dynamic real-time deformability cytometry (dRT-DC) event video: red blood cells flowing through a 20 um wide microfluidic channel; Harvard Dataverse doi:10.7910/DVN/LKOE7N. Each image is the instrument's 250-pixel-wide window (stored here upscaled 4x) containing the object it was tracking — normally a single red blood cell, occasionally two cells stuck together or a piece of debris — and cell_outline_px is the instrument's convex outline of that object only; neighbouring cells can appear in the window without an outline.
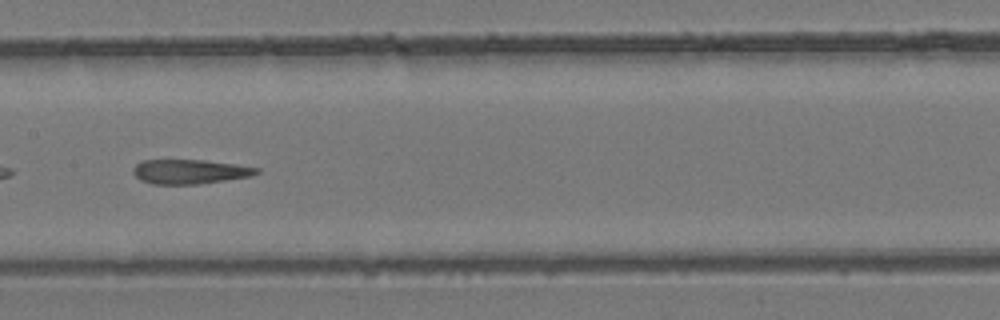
{"species": "common noctule bat (a hibernating species)", "species_latin": "Nyctalus noctula", "temperature_condition": "room temperature", "stored_images_in_passage": 33, "camera_frame_rate_fps": 3000, "um_per_image_px": 0.085, "animal": {"sex": "female", "body_mass_g": 24.6, "forearm_length_mm": 56.2}, "frame": {"image": 1, "passage_image": 10, "time_ms": 3.0, "image_size_px": [1000, 320], "cell_outline_px": [[260, 172], [252, 176], [196, 184], [152, 184], [140, 180], [132, 172], [132, 168], [136, 164], [144, 160], [204, 160], [236, 164], [260, 168]], "centroid_in_image_um": [16.13, 14.58], "position_along_channel_um": 191.3, "area_um2": 17.57}}
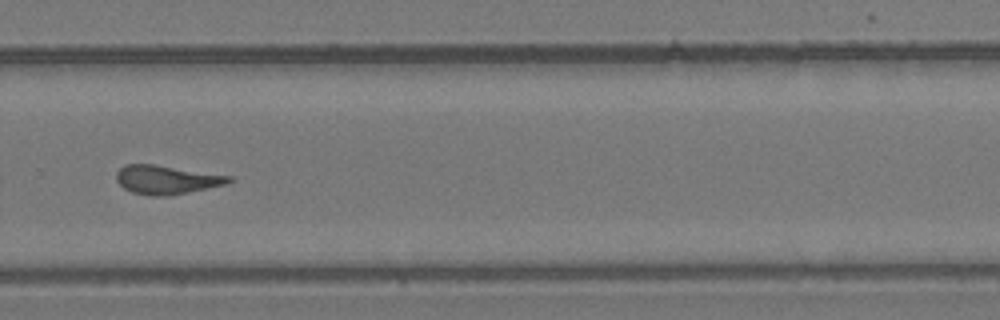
{"frame": {"image": 2, "passage_image": 19, "time_ms": 6.0, "image_size_px": [1000, 320], "cell_outline_px": [[232, 180], [228, 184], [188, 192], [164, 196], [152, 196], [132, 192], [124, 188], [116, 180], [116, 172], [124, 164], [152, 164], [232, 176]], "centroid_in_image_um": [14.14, 15.27], "position_along_channel_um": 315.7, "area_um2": 18.73}, "authors_computed_cell_mechanics": {"area_um2": 18.7272, "velocity_mm_per_s": 4.1664, "shape_relaxation_time_tau1_ms": null, "shape_relaxation_time_tau2_ms": 2.954, "deformation_change_tau1": null, "deformation_change_tau2": 0.1325}}